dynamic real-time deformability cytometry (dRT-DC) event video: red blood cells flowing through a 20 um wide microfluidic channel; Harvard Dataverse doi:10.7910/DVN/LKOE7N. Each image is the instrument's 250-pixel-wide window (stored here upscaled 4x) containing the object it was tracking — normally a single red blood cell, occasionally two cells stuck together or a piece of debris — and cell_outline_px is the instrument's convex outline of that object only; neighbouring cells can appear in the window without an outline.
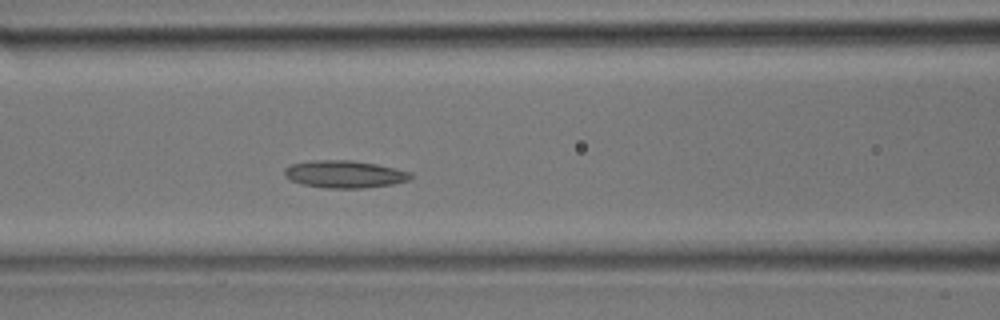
{"species": "common noctule bat (a hibernating species)", "species_latin": "Nyctalus noctula", "temperature_condition": "room temperature", "stored_images_in_passage": 22, "camera_frame_rate_fps": 3000, "um_per_image_px": 0.085, "animal": {"sex": "male", "body_mass_g": 17.9}, "frame": {"image": 1, "passage_image": 4, "time_ms": 1.0, "image_size_px": [1000, 320], "cell_outline_px": [[412, 176], [408, 180], [392, 184], [364, 188], [324, 188], [304, 184], [292, 180], [284, 176], [284, 168], [292, 164], [312, 160], [352, 160], [376, 164], [412, 172]], "centroid_in_image_um": [29.28, 14.8], "position_along_channel_um": 137.3, "area_um2": 20.06}}
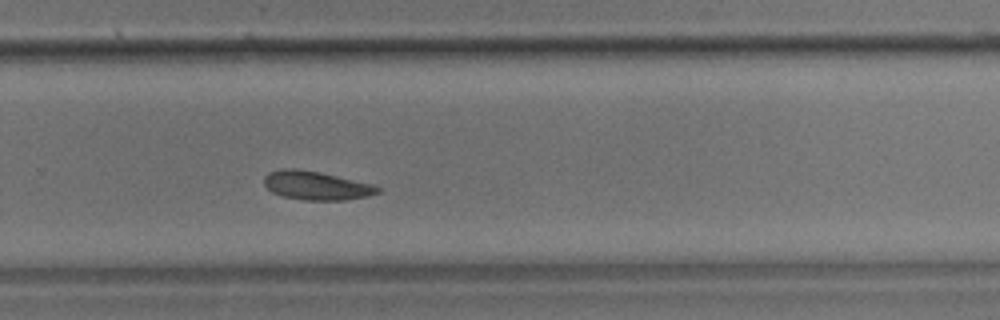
{"frame": {"image": 2, "passage_image": 12, "time_ms": 3.667, "image_size_px": [1000, 320], "cell_outline_px": [[380, 192], [368, 196], [344, 200], [304, 200], [284, 196], [272, 192], [264, 184], [264, 176], [268, 172], [284, 168], [296, 168], [320, 172], [372, 184], [380, 188]], "centroid_in_image_um": [26.87, 15.76], "position_along_channel_um": 302.9, "area_um2": 18.9}}
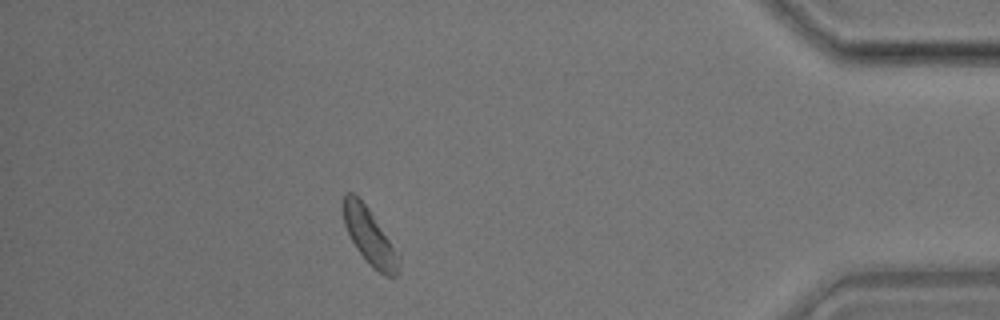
{"frame": {"image": 3, "passage_image": 19, "time_ms": 6.0, "image_size_px": [1000, 320], "cell_outline_px": [[400, 276], [392, 280], [384, 276], [372, 268], [368, 264], [356, 248], [344, 224], [340, 208], [340, 200], [344, 192], [352, 192], [368, 208], [400, 256]], "centroid_in_image_um": [31.4, 20.14], "position_along_channel_um": 403.8, "area_um2": 18.79}}